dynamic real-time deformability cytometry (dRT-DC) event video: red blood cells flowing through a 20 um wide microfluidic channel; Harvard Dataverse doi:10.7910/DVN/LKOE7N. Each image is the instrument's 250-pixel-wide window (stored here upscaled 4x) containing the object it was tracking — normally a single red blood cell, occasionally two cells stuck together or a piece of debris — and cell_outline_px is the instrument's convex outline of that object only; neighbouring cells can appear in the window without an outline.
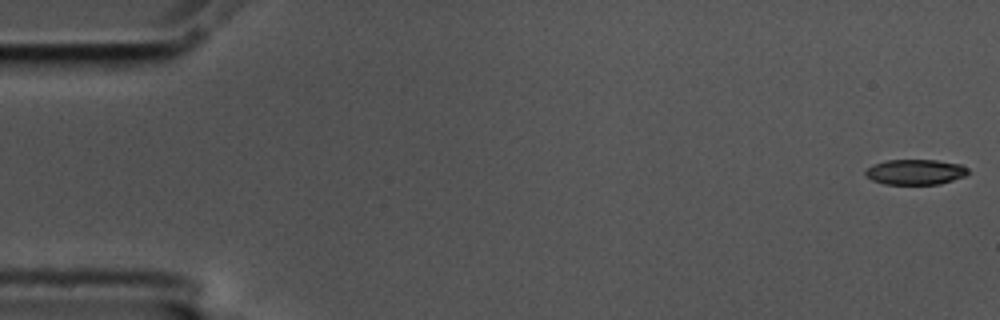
{"species": "common noctule bat (a hibernating species)", "species_latin": "Nyctalus noctula", "temperature_condition": "cold", "stored_images_in_passage": 57, "camera_frame_rate_fps": 3000, "um_per_image_px": 0.085, "animal": {"sex": "male", "body_mass_g": 17.5, "forearm_length_mm": 52.3}, "frame": {"image": 1, "passage_image": 1, "time_ms": 0.0, "image_size_px": [1000, 320], "cell_outline_px": [[972, 172], [964, 176], [940, 184], [884, 184], [872, 180], [864, 172], [872, 164], [888, 160], [936, 160], [960, 164], [968, 168]], "centroid_in_image_um": [77.83, 14.61], "position_along_channel_um": 7.2, "area_um2": 15.14}}
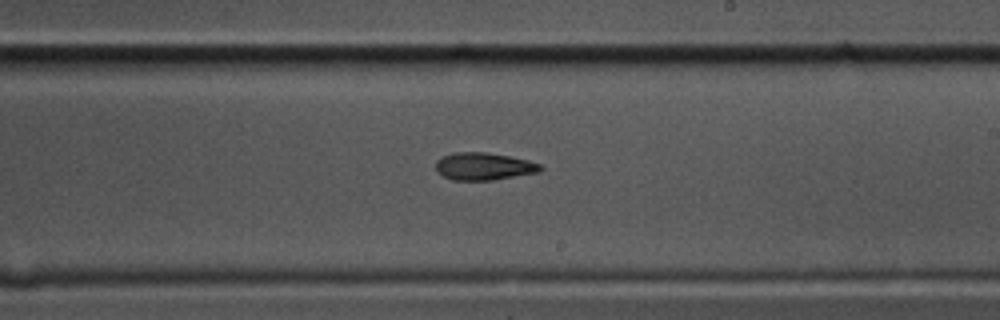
{"frame": {"image": 2, "passage_image": 33, "time_ms": 10.667, "image_size_px": [1000, 320], "cell_outline_px": [[544, 168], [540, 172], [492, 180], [452, 180], [436, 172], [436, 160], [440, 156], [456, 152], [488, 152], [528, 160], [540, 164]], "centroid_in_image_um": [41.1, 14.13], "position_along_channel_um": 247.9, "area_um2": 16.88}}
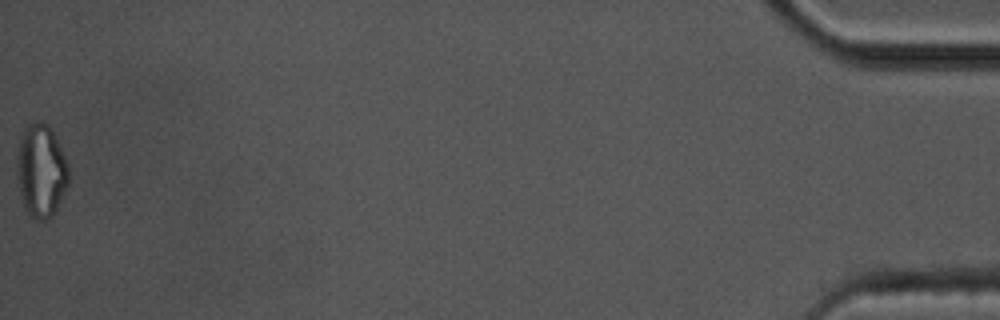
{"frame": {"image": 3, "passage_image": 57, "time_ms": 18.667, "image_size_px": [1000, 320], "cell_outline_px": [[68, 184], [56, 212], [52, 216], [44, 220], [36, 220], [24, 208], [16, 176], [16, 156], [20, 140], [24, 128], [28, 124], [36, 120], [40, 120], [48, 124], [68, 164]], "centroid_in_image_um": [3.47, 14.52], "position_along_channel_um": 431.7, "area_um2": 28.15}, "authors_computed_cell_mechanics": {"area_um2": 17.1088, "velocity_mm_per_s": 3.5578, "shape_relaxation_time_tau1_ms": 8.3257, "shape_relaxation_time_tau2_ms": 5.9642, "deformation_change_tau1": 0.1828, "deformation_change_tau2": 0.158}}